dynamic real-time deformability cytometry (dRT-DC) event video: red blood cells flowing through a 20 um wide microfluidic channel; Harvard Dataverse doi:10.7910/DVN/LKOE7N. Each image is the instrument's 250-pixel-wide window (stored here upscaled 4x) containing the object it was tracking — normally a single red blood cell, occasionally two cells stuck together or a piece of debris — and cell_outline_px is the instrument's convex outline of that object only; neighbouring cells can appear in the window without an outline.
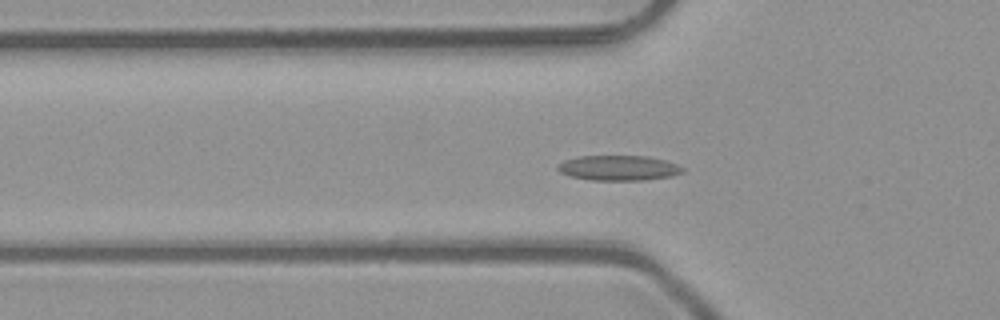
{"species": "common noctule bat (a hibernating species)", "species_latin": "Nyctalus noctula", "temperature_condition": "room temperature", "stored_images_in_passage": 52, "camera_frame_rate_fps": 3000, "um_per_image_px": 0.085, "animal": {"sex": "male", "body_mass_g": 23.1, "forearm_length_mm": 52.7}, "frame": {"image": 1, "passage_image": 17, "time_ms": 5.333, "image_size_px": [1000, 320], "cell_outline_px": [[684, 172], [672, 176], [648, 180], [592, 180], [568, 176], [560, 172], [556, 168], [564, 160], [580, 156], [648, 156], [664, 160], [676, 164], [684, 168]], "centroid_in_image_um": [52.59, 14.28], "position_along_channel_um": 73.2, "area_um2": 18.32}}
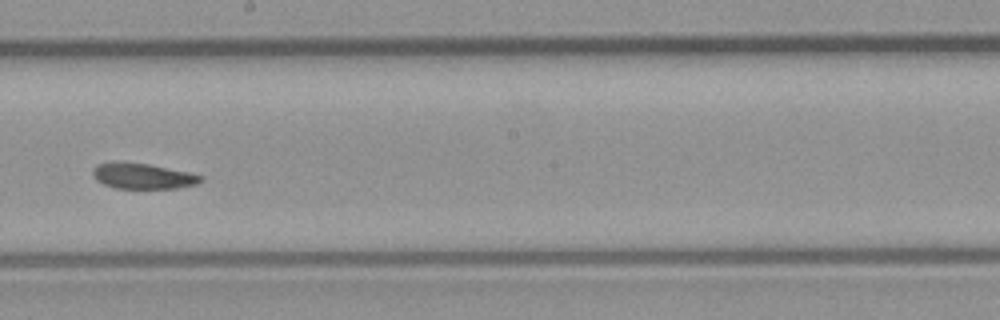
{"frame": {"image": 2, "passage_image": 29, "time_ms": 9.333, "image_size_px": [1000, 320], "cell_outline_px": [[204, 180], [196, 184], [176, 188], [116, 188], [104, 184], [96, 180], [92, 172], [92, 168], [96, 164], [112, 160], [120, 160], [148, 164], [188, 172], [204, 176]], "centroid_in_image_um": [12.08, 14.93], "position_along_channel_um": 236.1, "area_um2": 16.42}}
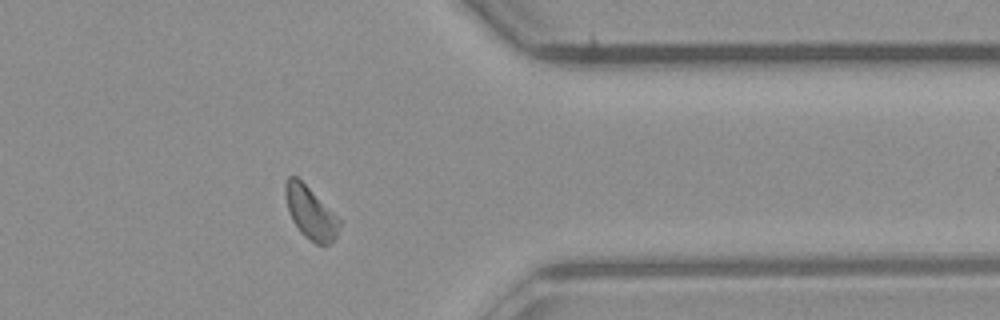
{"frame": {"image": 3, "passage_image": 41, "time_ms": 13.333, "image_size_px": [1000, 320], "cell_outline_px": [[340, 224], [336, 236], [328, 244], [316, 244], [304, 236], [300, 232], [292, 220], [288, 208], [284, 192], [284, 184], [288, 176], [296, 176], [340, 220]], "centroid_in_image_um": [26.35, 18.09], "position_along_channel_um": 385.0, "area_um2": 15.95}, "authors_computed_cell_mechanics": {"area_um2": 17.051, "velocity_mm_per_s": 4.0527, "shape_relaxation_time_tau1_ms": 8.0776, "shape_relaxation_time_tau2_ms": 2.9948, "deformation_change_tau1": 0.1137, "deformation_change_tau2": 0.0942}}